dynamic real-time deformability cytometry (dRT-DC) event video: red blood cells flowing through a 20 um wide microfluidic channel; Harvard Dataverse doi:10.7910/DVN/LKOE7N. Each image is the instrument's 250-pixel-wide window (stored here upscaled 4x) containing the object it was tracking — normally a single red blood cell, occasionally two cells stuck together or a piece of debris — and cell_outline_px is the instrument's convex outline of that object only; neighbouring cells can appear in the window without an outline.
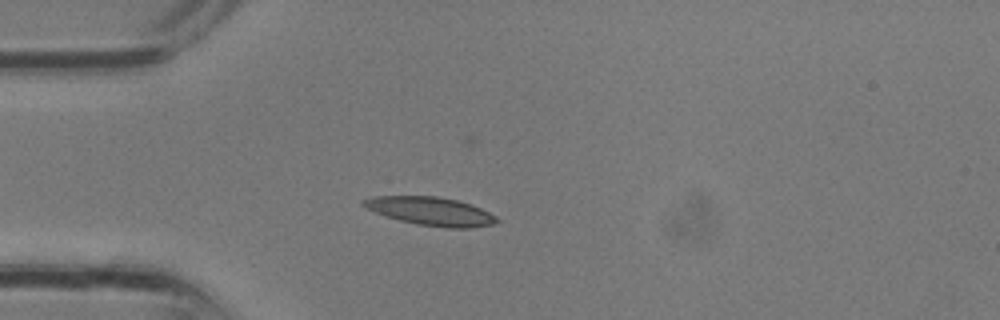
{"species": "common noctule bat (a hibernating species)", "species_latin": "Nyctalus noctula", "temperature_condition": "room temperature", "stored_images_in_passage": 3, "camera_frame_rate_fps": 3000, "um_per_image_px": 0.085, "animal": {"sex": "male", "body_mass_g": 13.3}, "frame": {"image": 1, "passage_image": 3, "time_ms": 0.667, "image_size_px": [1000, 320], "cell_outline_px": [[500, 220], [492, 224], [472, 228], [444, 228], [416, 224], [400, 220], [364, 208], [360, 204], [360, 200], [372, 196], [436, 196], [456, 200], [472, 204], [496, 216]], "centroid_in_image_um": [36.59, 17.95], "position_along_channel_um": 48.4, "area_um2": 22.14}}